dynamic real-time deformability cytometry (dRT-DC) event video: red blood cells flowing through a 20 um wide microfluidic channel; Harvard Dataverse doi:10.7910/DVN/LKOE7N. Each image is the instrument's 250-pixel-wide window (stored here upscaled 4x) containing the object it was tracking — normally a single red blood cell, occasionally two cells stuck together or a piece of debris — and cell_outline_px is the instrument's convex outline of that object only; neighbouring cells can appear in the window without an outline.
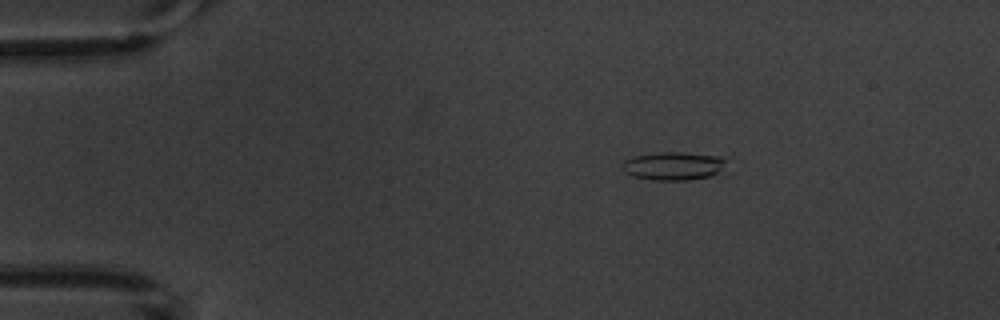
{"species": "common noctule bat (a hibernating species)", "species_latin": "Nyctalus noctula", "temperature_condition": "warm", "stored_images_in_passage": 5, "camera_frame_rate_fps": 3000, "um_per_image_px": 0.085, "animal": {"sex": "male", "body_mass_g": 20.1, "forearm_length_mm": 53.5}, "frame": {"image": 1, "passage_image": 3, "time_ms": 2.333, "image_size_px": [1000, 320], "cell_outline_px": [[724, 168], [720, 172], [712, 176], [688, 180], [652, 180], [632, 176], [624, 172], [620, 164], [624, 160], [636, 156], [664, 152], [680, 152], [720, 156], [724, 160]], "centroid_in_image_um": [57.22, 14.12], "position_along_channel_um": 27.8, "area_um2": 17.11}}